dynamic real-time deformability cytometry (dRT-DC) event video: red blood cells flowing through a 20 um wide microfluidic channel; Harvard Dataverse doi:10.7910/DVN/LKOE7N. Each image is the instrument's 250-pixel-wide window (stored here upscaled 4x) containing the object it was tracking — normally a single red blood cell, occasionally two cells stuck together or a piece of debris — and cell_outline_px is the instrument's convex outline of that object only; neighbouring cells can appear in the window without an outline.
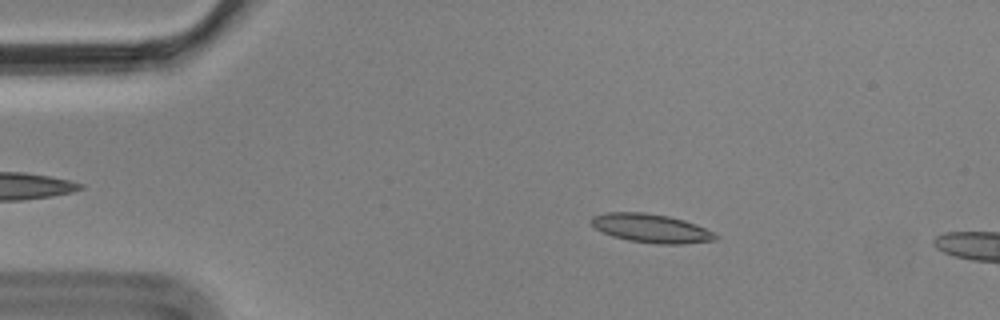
{"species": "Egyptian fruit bat (a non-hibernating species)", "species_latin": "Rousettus aegyptiacus", "temperature_condition": "cold", "stored_images_in_passage": 3, "camera_frame_rate_fps": 3000, "um_per_image_px": 0.085, "animal": {"sex": "male"}, "frame": {"image": 1, "passage_image": 1, "time_ms": 0.0, "image_size_px": [1000, 320], "cell_outline_px": [[720, 236], [716, 240], [684, 244], [660, 244], [628, 240], [612, 236], [596, 228], [592, 224], [592, 216], [604, 212], [644, 212], [668, 216], [684, 220], [696, 224]], "centroid_in_image_um": [55.37, 19.4], "position_along_channel_um": 29.6, "area_um2": 20.69}}
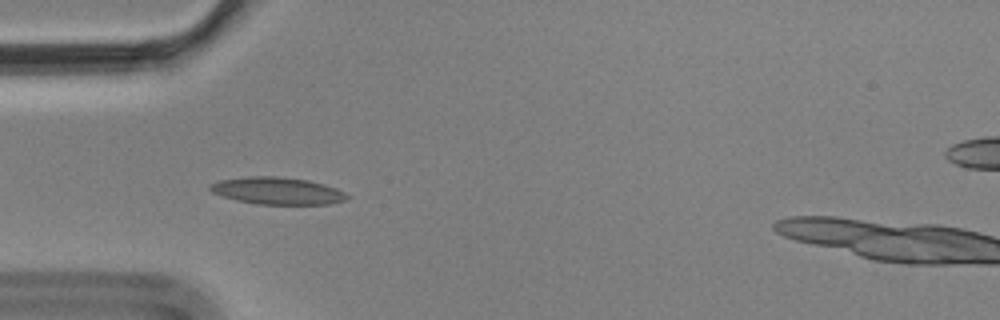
{"frame": {"image": 2, "passage_image": 3, "time_ms": 0.667, "image_size_px": [1000, 320], "cell_outline_px": [[348, 196], [344, 200], [328, 204], [256, 204], [236, 200], [212, 192], [208, 188], [212, 184], [220, 180], [252, 176], [276, 176], [308, 180], [324, 184], [336, 188], [344, 192]], "centroid_in_image_um": [23.57, 16.22], "position_along_channel_um": 61.4, "area_um2": 21.39}}